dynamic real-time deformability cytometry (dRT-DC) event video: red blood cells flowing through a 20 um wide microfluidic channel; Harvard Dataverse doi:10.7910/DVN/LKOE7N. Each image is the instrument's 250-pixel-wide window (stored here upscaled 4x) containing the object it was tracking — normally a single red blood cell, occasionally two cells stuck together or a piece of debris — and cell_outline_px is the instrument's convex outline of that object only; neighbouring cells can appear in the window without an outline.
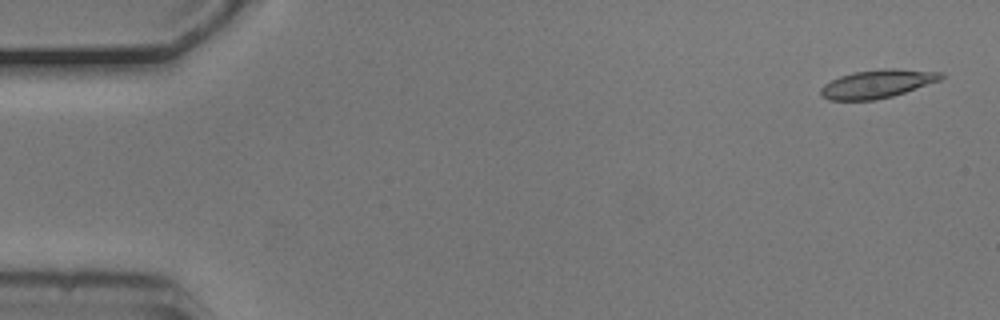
{"species": "common noctule bat (a hibernating species)", "species_latin": "Nyctalus noctula", "temperature_condition": "cold", "stored_images_in_passage": 4, "camera_frame_rate_fps": 3000, "um_per_image_px": 0.085, "animal": {"sex": "male", "body_mass_g": 20.5, "forearm_length_mm": 52.5}, "frame": {"image": 1, "passage_image": 1, "time_ms": 0.0, "image_size_px": [1000, 320], "cell_outline_px": [[944, 76], [940, 80], [892, 96], [876, 100], [828, 100], [820, 96], [820, 88], [824, 84], [840, 76], [852, 72], [884, 68], [892, 68], [944, 72]], "centroid_in_image_um": [74.54, 7.12], "position_along_channel_um": 10.5, "area_um2": 19.88}}